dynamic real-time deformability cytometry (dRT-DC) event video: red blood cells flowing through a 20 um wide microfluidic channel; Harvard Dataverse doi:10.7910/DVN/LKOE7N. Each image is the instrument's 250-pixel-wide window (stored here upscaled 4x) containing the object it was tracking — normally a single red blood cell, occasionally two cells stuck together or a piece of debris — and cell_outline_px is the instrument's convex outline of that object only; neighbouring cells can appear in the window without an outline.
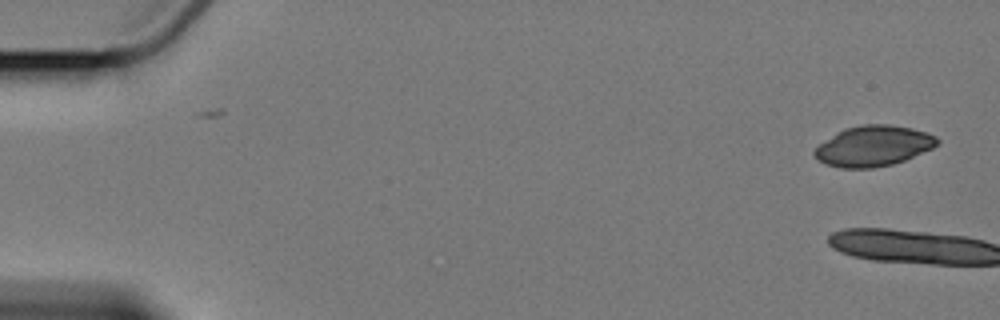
{"species": "Egyptian fruit bat (a non-hibernating species)", "species_latin": "Rousettus aegyptiacus", "temperature_condition": "cold", "stored_images_in_passage": 2, "camera_frame_rate_fps": 3000, "um_per_image_px": 0.085, "animal": {"sex": "female"}, "frame": {"image": 1, "passage_image": 2, "time_ms": 1.0, "image_size_px": [1000, 320], "cell_outline_px": [[940, 144], [932, 148], [904, 160], [892, 164], [872, 168], [840, 168], [828, 164], [820, 160], [812, 152], [820, 144], [836, 132], [844, 128], [860, 124], [888, 124], [912, 128], [936, 136], [940, 140]], "centroid_in_image_um": [74.25, 12.39], "position_along_channel_um": 10.7, "area_um2": 28.84}}